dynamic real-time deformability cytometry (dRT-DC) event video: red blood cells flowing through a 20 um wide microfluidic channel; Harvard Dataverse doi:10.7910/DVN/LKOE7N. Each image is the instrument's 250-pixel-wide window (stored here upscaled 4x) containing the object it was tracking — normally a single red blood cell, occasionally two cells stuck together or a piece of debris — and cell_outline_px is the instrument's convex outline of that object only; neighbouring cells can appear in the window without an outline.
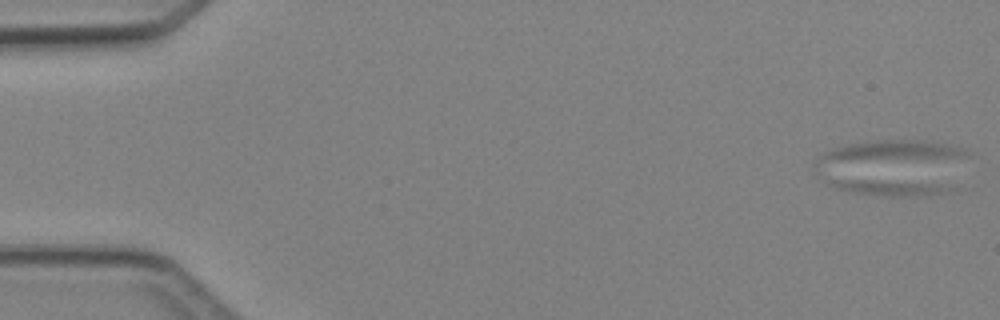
{"species": "Egyptian fruit bat (a non-hibernating species)", "species_latin": "Rousettus aegyptiacus", "temperature_condition": "cold", "stored_images_in_passage": 5, "camera_frame_rate_fps": 3000, "um_per_image_px": 0.085, "animal": {"sex": "female"}, "frame": {"image": 1, "passage_image": 1, "time_ms": 0.0, "image_size_px": [1000, 320], "cell_outline_px": [[956, 188], [944, 192], [916, 196], [884, 196], [856, 192], [836, 188], [828, 184], [824, 176], [940, 184]], "centroid_in_image_um": [75.33, 15.89], "position_along_channel_um": 9.7, "area_um2": 11.33}}